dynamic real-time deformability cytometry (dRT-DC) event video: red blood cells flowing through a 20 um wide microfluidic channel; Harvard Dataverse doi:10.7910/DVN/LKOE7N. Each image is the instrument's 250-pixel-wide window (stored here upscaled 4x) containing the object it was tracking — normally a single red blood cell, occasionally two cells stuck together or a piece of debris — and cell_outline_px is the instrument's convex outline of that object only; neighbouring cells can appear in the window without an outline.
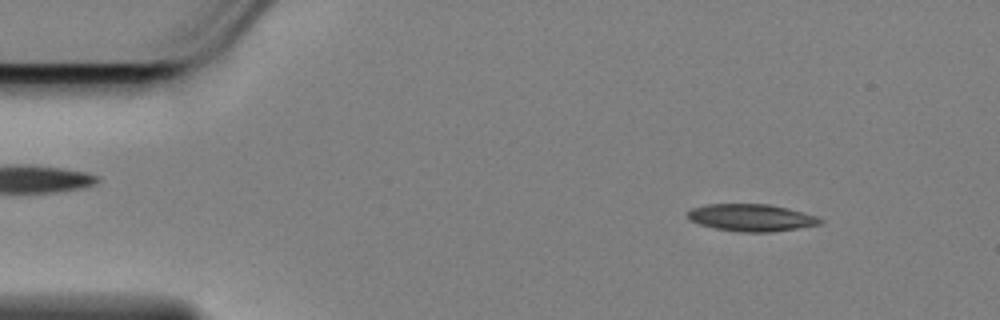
{"species": "Egyptian fruit bat (a non-hibernating species)", "species_latin": "Rousettus aegyptiacus", "temperature_condition": "cold", "stored_images_in_passage": 57, "camera_frame_rate_fps": 3000, "um_per_image_px": 0.085, "animal": {"sex": "female"}, "frame": {"image": 1, "passage_image": 6, "time_ms": 1.667, "image_size_px": [1000, 320], "cell_outline_px": [[824, 220], [820, 224], [796, 228], [768, 232], [740, 232], [716, 228], [700, 224], [692, 220], [688, 216], [688, 212], [692, 208], [708, 204], [768, 204], [788, 208], [804, 212], [816, 216]], "centroid_in_image_um": [63.89, 18.49], "position_along_channel_um": 21.1, "area_um2": 20.69}}
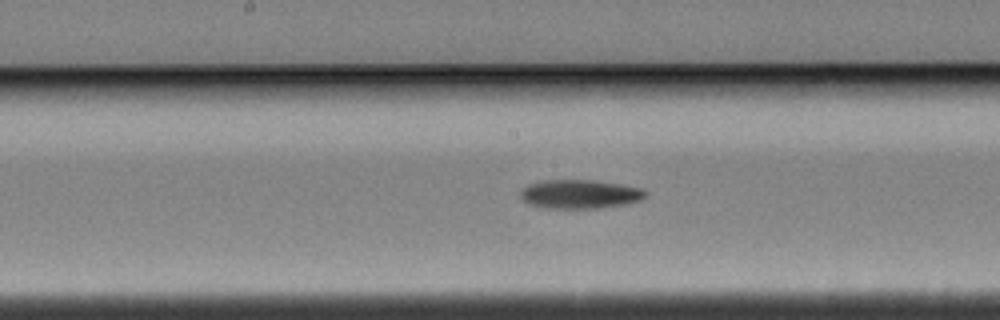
{"frame": {"image": 2, "passage_image": 28, "time_ms": 9.0, "image_size_px": [1000, 320], "cell_outline_px": [[648, 192], [640, 200], [624, 204], [596, 208], [544, 208], [528, 204], [520, 196], [520, 192], [528, 184], [544, 180], [592, 180], [620, 184], [640, 188]], "centroid_in_image_um": [49.25, 16.5], "position_along_channel_um": 198.9, "area_um2": 20.87}}
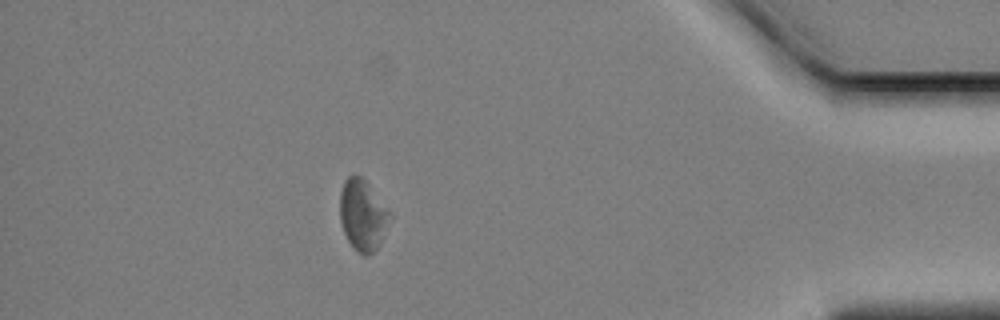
{"frame": {"image": 3, "passage_image": 50, "time_ms": 16.333, "image_size_px": [1000, 320], "cell_outline_px": [[388, 212], [380, 240], [376, 248], [368, 256], [364, 256], [356, 252], [352, 248], [344, 232], [340, 220], [340, 192], [344, 180], [348, 176], [356, 172], [364, 180]], "centroid_in_image_um": [30.71, 18.28], "position_along_channel_um": 404.5, "area_um2": 19.65}}